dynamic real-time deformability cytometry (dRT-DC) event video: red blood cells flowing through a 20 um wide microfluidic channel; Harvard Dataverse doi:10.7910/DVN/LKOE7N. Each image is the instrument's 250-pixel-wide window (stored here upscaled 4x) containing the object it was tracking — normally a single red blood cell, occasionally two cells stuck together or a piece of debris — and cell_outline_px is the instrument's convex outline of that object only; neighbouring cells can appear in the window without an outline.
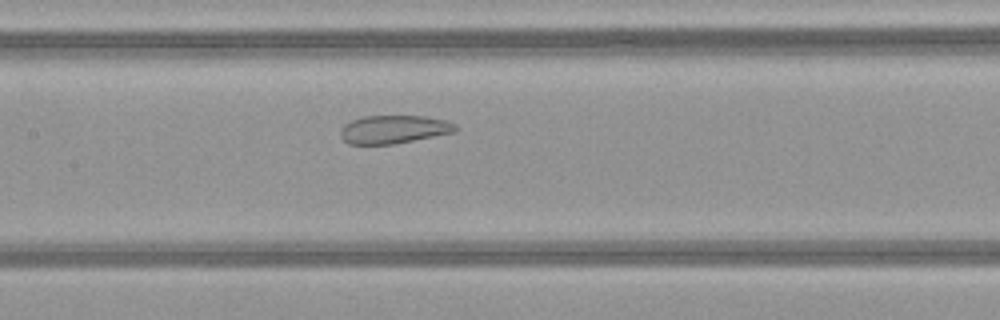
{"species": "common noctule bat (a hibernating species)", "species_latin": "Nyctalus noctula", "temperature_condition": "warm", "stored_images_in_passage": 38, "camera_frame_rate_fps": 3000, "um_per_image_px": 0.085, "animal": {"sex": "female", "body_mass_g": 21.9}, "frame": {"image": 1, "passage_image": 12, "time_ms": 3.667, "image_size_px": [1000, 320], "cell_outline_px": [[460, 128], [456, 132], [392, 144], [348, 144], [340, 136], [340, 132], [344, 124], [352, 120], [364, 116], [428, 116], [444, 120], [456, 124]], "centroid_in_image_um": [33.5, 10.99], "position_along_channel_um": 173.9, "area_um2": 18.96}}
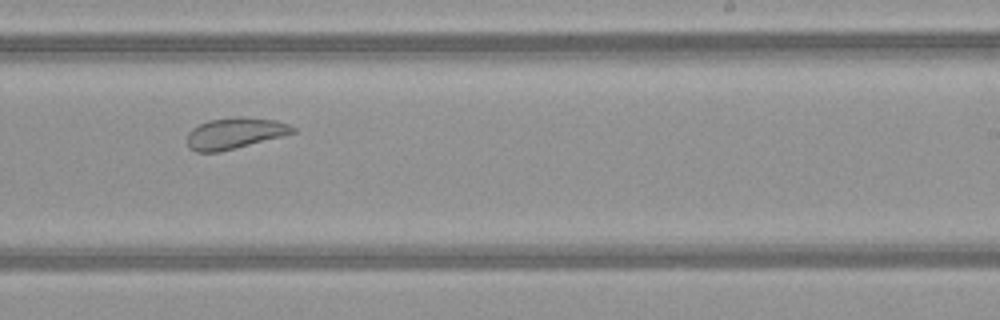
{"frame": {"image": 2, "passage_image": 19, "time_ms": 6.0, "image_size_px": [1000, 320], "cell_outline_px": [[296, 132], [284, 136], [220, 152], [196, 152], [188, 148], [188, 132], [192, 128], [208, 120], [236, 116], [244, 116], [276, 120], [288, 124], [296, 128]], "centroid_in_image_um": [19.98, 11.32], "position_along_channel_um": 269.0, "area_um2": 19.42}}
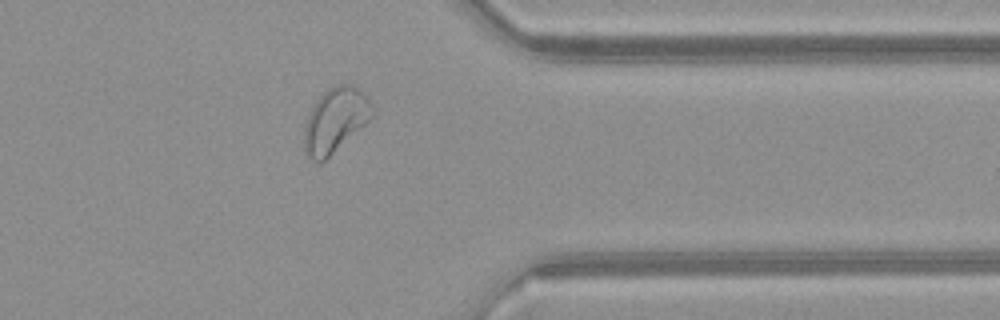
{"frame": {"image": 3, "passage_image": 28, "time_ms": 9.0, "image_size_px": [1000, 320], "cell_outline_px": [[372, 116], [364, 124], [320, 164], [312, 160], [304, 152], [304, 128], [308, 112], [312, 104], [328, 88], [340, 84], [352, 84], [368, 96], [372, 108]], "centroid_in_image_um": [28.45, 10.2], "position_along_channel_um": 383.0, "area_um2": 25.32}, "authors_computed_cell_mechanics": {"area_um2": 22.1374, "velocity_mm_per_s": 4.0875, "shape_relaxation_time_tau1_ms": null, "shape_relaxation_time_tau2_ms": 1.3679, "deformation_change_tau1": null, "deformation_change_tau2": 0.0795}}